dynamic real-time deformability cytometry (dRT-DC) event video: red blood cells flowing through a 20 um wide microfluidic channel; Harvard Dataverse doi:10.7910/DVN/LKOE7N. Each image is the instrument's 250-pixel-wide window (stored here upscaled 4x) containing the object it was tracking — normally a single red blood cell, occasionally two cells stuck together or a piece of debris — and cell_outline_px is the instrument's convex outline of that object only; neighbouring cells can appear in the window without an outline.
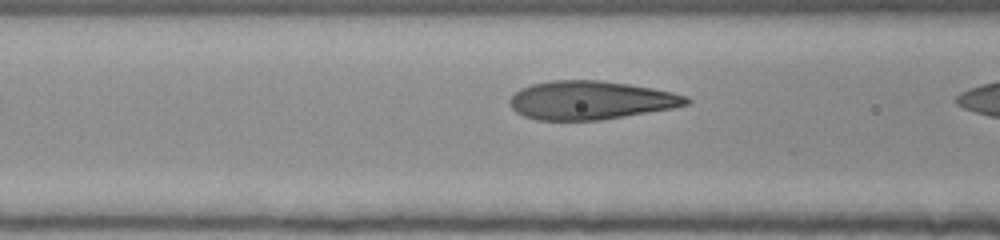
{"species": "human", "species_latin": "Homo sapiens", "temperature_condition": "room temperature", "stored_images_in_passage": 13, "camera_frame_rate_fps": 3000, "um_per_image_px": 0.085, "donor": {"sex": "female"}, "frame": {"image": 1, "passage_image": 12, "time_ms": 3.667, "image_size_px": [1000, 240], "cell_outline_px": [[692, 100], [688, 104], [672, 108], [600, 120], [536, 120], [524, 116], [516, 112], [508, 104], [508, 100], [520, 88], [532, 84], [552, 80], [600, 80], [628, 84], [652, 88], [672, 92], [688, 96]], "centroid_in_image_um": [50.18, 8.52], "position_along_channel_um": 116.4, "area_um2": 39.65}}